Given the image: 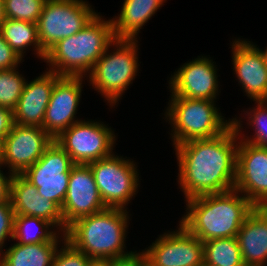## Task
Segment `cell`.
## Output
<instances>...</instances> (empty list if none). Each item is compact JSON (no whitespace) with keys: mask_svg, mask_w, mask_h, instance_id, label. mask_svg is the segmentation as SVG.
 <instances>
[{"mask_svg":"<svg viewBox=\"0 0 267 266\" xmlns=\"http://www.w3.org/2000/svg\"><path fill=\"white\" fill-rule=\"evenodd\" d=\"M260 50L264 56L265 64L267 66V47H266V49H264V51L262 49H260Z\"/></svg>","mask_w":267,"mask_h":266,"instance_id":"f35d334b","label":"cell"},{"mask_svg":"<svg viewBox=\"0 0 267 266\" xmlns=\"http://www.w3.org/2000/svg\"><path fill=\"white\" fill-rule=\"evenodd\" d=\"M62 244V246H59L60 250L57 249L55 253L52 266H88L91 262L88 256L76 249L66 239Z\"/></svg>","mask_w":267,"mask_h":266,"instance_id":"f1b7e54d","label":"cell"},{"mask_svg":"<svg viewBox=\"0 0 267 266\" xmlns=\"http://www.w3.org/2000/svg\"><path fill=\"white\" fill-rule=\"evenodd\" d=\"M58 245H62L61 242H15L0 254V266H52Z\"/></svg>","mask_w":267,"mask_h":266,"instance_id":"7402d4cb","label":"cell"},{"mask_svg":"<svg viewBox=\"0 0 267 266\" xmlns=\"http://www.w3.org/2000/svg\"><path fill=\"white\" fill-rule=\"evenodd\" d=\"M112 266H141L140 250L131 257L112 261Z\"/></svg>","mask_w":267,"mask_h":266,"instance_id":"836d02e7","label":"cell"},{"mask_svg":"<svg viewBox=\"0 0 267 266\" xmlns=\"http://www.w3.org/2000/svg\"><path fill=\"white\" fill-rule=\"evenodd\" d=\"M24 61L17 53L8 45L0 33V70H9L19 67Z\"/></svg>","mask_w":267,"mask_h":266,"instance_id":"4dcf8cb0","label":"cell"},{"mask_svg":"<svg viewBox=\"0 0 267 266\" xmlns=\"http://www.w3.org/2000/svg\"><path fill=\"white\" fill-rule=\"evenodd\" d=\"M141 266H153L152 264H150L145 256L141 253Z\"/></svg>","mask_w":267,"mask_h":266,"instance_id":"74e56055","label":"cell"},{"mask_svg":"<svg viewBox=\"0 0 267 266\" xmlns=\"http://www.w3.org/2000/svg\"><path fill=\"white\" fill-rule=\"evenodd\" d=\"M18 70V67L0 70V106L12 111L16 108L27 81Z\"/></svg>","mask_w":267,"mask_h":266,"instance_id":"4316f807","label":"cell"},{"mask_svg":"<svg viewBox=\"0 0 267 266\" xmlns=\"http://www.w3.org/2000/svg\"><path fill=\"white\" fill-rule=\"evenodd\" d=\"M2 167L0 166V203L10 200V181L13 176L10 173L4 174L1 170Z\"/></svg>","mask_w":267,"mask_h":266,"instance_id":"d6a6232c","label":"cell"},{"mask_svg":"<svg viewBox=\"0 0 267 266\" xmlns=\"http://www.w3.org/2000/svg\"><path fill=\"white\" fill-rule=\"evenodd\" d=\"M2 34L8 45L17 53L19 57L24 58L27 49L33 48L36 56L43 60L46 52L42 49L39 39L37 24L26 21L5 19L0 25Z\"/></svg>","mask_w":267,"mask_h":266,"instance_id":"603a6c76","label":"cell"},{"mask_svg":"<svg viewBox=\"0 0 267 266\" xmlns=\"http://www.w3.org/2000/svg\"><path fill=\"white\" fill-rule=\"evenodd\" d=\"M106 209L88 164L71 167L66 197L61 207L64 233L75 220Z\"/></svg>","mask_w":267,"mask_h":266,"instance_id":"9a60e30c","label":"cell"},{"mask_svg":"<svg viewBox=\"0 0 267 266\" xmlns=\"http://www.w3.org/2000/svg\"><path fill=\"white\" fill-rule=\"evenodd\" d=\"M255 106L252 109L249 108L248 110H243L244 119L247 118V126L249 125L251 128L254 129V135L251 136H245L244 133L242 134V125L243 121L239 117L232 118V124L235 127L239 139L252 143L254 145L265 147L267 148V100H260V101H254Z\"/></svg>","mask_w":267,"mask_h":266,"instance_id":"484cf974","label":"cell"},{"mask_svg":"<svg viewBox=\"0 0 267 266\" xmlns=\"http://www.w3.org/2000/svg\"><path fill=\"white\" fill-rule=\"evenodd\" d=\"M4 139L0 137V166H3Z\"/></svg>","mask_w":267,"mask_h":266,"instance_id":"d590c367","label":"cell"},{"mask_svg":"<svg viewBox=\"0 0 267 266\" xmlns=\"http://www.w3.org/2000/svg\"><path fill=\"white\" fill-rule=\"evenodd\" d=\"M137 43L138 39H115L87 76V81L112 106L110 108L117 105L137 76L140 66Z\"/></svg>","mask_w":267,"mask_h":266,"instance_id":"5b68a950","label":"cell"},{"mask_svg":"<svg viewBox=\"0 0 267 266\" xmlns=\"http://www.w3.org/2000/svg\"><path fill=\"white\" fill-rule=\"evenodd\" d=\"M115 40L113 22L98 13L76 34L58 41L47 52L44 62L60 76L87 77L94 64Z\"/></svg>","mask_w":267,"mask_h":266,"instance_id":"277c9868","label":"cell"},{"mask_svg":"<svg viewBox=\"0 0 267 266\" xmlns=\"http://www.w3.org/2000/svg\"><path fill=\"white\" fill-rule=\"evenodd\" d=\"M186 201L180 223L200 241L236 237L254 205L236 189Z\"/></svg>","mask_w":267,"mask_h":266,"instance_id":"7a4b0ae2","label":"cell"},{"mask_svg":"<svg viewBox=\"0 0 267 266\" xmlns=\"http://www.w3.org/2000/svg\"><path fill=\"white\" fill-rule=\"evenodd\" d=\"M10 200L15 215L41 218L64 233L61 208L54 201L40 196L37 188L22 175H13L11 178Z\"/></svg>","mask_w":267,"mask_h":266,"instance_id":"d6986e66","label":"cell"},{"mask_svg":"<svg viewBox=\"0 0 267 266\" xmlns=\"http://www.w3.org/2000/svg\"><path fill=\"white\" fill-rule=\"evenodd\" d=\"M65 239V233H61L46 220L34 216L15 215L12 240L17 241V243L63 242Z\"/></svg>","mask_w":267,"mask_h":266,"instance_id":"cb8c5ba5","label":"cell"},{"mask_svg":"<svg viewBox=\"0 0 267 266\" xmlns=\"http://www.w3.org/2000/svg\"><path fill=\"white\" fill-rule=\"evenodd\" d=\"M60 75L45 70L32 81H26L23 92L13 110L14 123L21 126H43L46 108L56 80Z\"/></svg>","mask_w":267,"mask_h":266,"instance_id":"ac0fdd59","label":"cell"},{"mask_svg":"<svg viewBox=\"0 0 267 266\" xmlns=\"http://www.w3.org/2000/svg\"><path fill=\"white\" fill-rule=\"evenodd\" d=\"M88 266H112L111 260H91Z\"/></svg>","mask_w":267,"mask_h":266,"instance_id":"e575fe53","label":"cell"},{"mask_svg":"<svg viewBox=\"0 0 267 266\" xmlns=\"http://www.w3.org/2000/svg\"><path fill=\"white\" fill-rule=\"evenodd\" d=\"M234 189L255 207H267V148L239 139Z\"/></svg>","mask_w":267,"mask_h":266,"instance_id":"7c38bea8","label":"cell"},{"mask_svg":"<svg viewBox=\"0 0 267 266\" xmlns=\"http://www.w3.org/2000/svg\"><path fill=\"white\" fill-rule=\"evenodd\" d=\"M46 0H3L5 19L37 24Z\"/></svg>","mask_w":267,"mask_h":266,"instance_id":"83f0119b","label":"cell"},{"mask_svg":"<svg viewBox=\"0 0 267 266\" xmlns=\"http://www.w3.org/2000/svg\"><path fill=\"white\" fill-rule=\"evenodd\" d=\"M73 165L67 152L53 140L41 158L21 175L37 188L40 196L54 201L61 208Z\"/></svg>","mask_w":267,"mask_h":266,"instance_id":"30bf717a","label":"cell"},{"mask_svg":"<svg viewBox=\"0 0 267 266\" xmlns=\"http://www.w3.org/2000/svg\"><path fill=\"white\" fill-rule=\"evenodd\" d=\"M53 140L42 127L14 123L4 138L3 167L11 175H21L41 158Z\"/></svg>","mask_w":267,"mask_h":266,"instance_id":"4fadbf2b","label":"cell"},{"mask_svg":"<svg viewBox=\"0 0 267 266\" xmlns=\"http://www.w3.org/2000/svg\"><path fill=\"white\" fill-rule=\"evenodd\" d=\"M97 14L85 0H46L37 22L42 49L47 52L58 41L76 34Z\"/></svg>","mask_w":267,"mask_h":266,"instance_id":"ba28073f","label":"cell"},{"mask_svg":"<svg viewBox=\"0 0 267 266\" xmlns=\"http://www.w3.org/2000/svg\"><path fill=\"white\" fill-rule=\"evenodd\" d=\"M167 0H124L120 14L113 17L115 39H137L140 29Z\"/></svg>","mask_w":267,"mask_h":266,"instance_id":"44dd1931","label":"cell"},{"mask_svg":"<svg viewBox=\"0 0 267 266\" xmlns=\"http://www.w3.org/2000/svg\"><path fill=\"white\" fill-rule=\"evenodd\" d=\"M83 77L60 76L53 87L42 128L56 139L74 123L81 100Z\"/></svg>","mask_w":267,"mask_h":266,"instance_id":"2e32d148","label":"cell"},{"mask_svg":"<svg viewBox=\"0 0 267 266\" xmlns=\"http://www.w3.org/2000/svg\"><path fill=\"white\" fill-rule=\"evenodd\" d=\"M88 165L106 208L127 210L140 185L137 163L113 153Z\"/></svg>","mask_w":267,"mask_h":266,"instance_id":"52a82bcc","label":"cell"},{"mask_svg":"<svg viewBox=\"0 0 267 266\" xmlns=\"http://www.w3.org/2000/svg\"><path fill=\"white\" fill-rule=\"evenodd\" d=\"M129 219L127 210L106 208L75 220L67 227L66 240L91 260L125 259L137 252L125 250Z\"/></svg>","mask_w":267,"mask_h":266,"instance_id":"3957f363","label":"cell"},{"mask_svg":"<svg viewBox=\"0 0 267 266\" xmlns=\"http://www.w3.org/2000/svg\"><path fill=\"white\" fill-rule=\"evenodd\" d=\"M208 56H198L181 65L169 78L170 96L215 101L219 95L216 62Z\"/></svg>","mask_w":267,"mask_h":266,"instance_id":"5bb4252c","label":"cell"},{"mask_svg":"<svg viewBox=\"0 0 267 266\" xmlns=\"http://www.w3.org/2000/svg\"><path fill=\"white\" fill-rule=\"evenodd\" d=\"M15 212L11 200L0 203V254L4 251L6 239H13Z\"/></svg>","mask_w":267,"mask_h":266,"instance_id":"f546056e","label":"cell"},{"mask_svg":"<svg viewBox=\"0 0 267 266\" xmlns=\"http://www.w3.org/2000/svg\"><path fill=\"white\" fill-rule=\"evenodd\" d=\"M54 140L67 152L74 164H89L114 153L116 136L108 124L81 120Z\"/></svg>","mask_w":267,"mask_h":266,"instance_id":"9c48e42d","label":"cell"},{"mask_svg":"<svg viewBox=\"0 0 267 266\" xmlns=\"http://www.w3.org/2000/svg\"><path fill=\"white\" fill-rule=\"evenodd\" d=\"M232 42L231 58L236 80L250 100H267V66L260 48L245 39Z\"/></svg>","mask_w":267,"mask_h":266,"instance_id":"e0dca14e","label":"cell"},{"mask_svg":"<svg viewBox=\"0 0 267 266\" xmlns=\"http://www.w3.org/2000/svg\"><path fill=\"white\" fill-rule=\"evenodd\" d=\"M5 17H4V5H3V0H0V25L4 22Z\"/></svg>","mask_w":267,"mask_h":266,"instance_id":"8d00e7d4","label":"cell"},{"mask_svg":"<svg viewBox=\"0 0 267 266\" xmlns=\"http://www.w3.org/2000/svg\"><path fill=\"white\" fill-rule=\"evenodd\" d=\"M177 228L158 235L141 253L153 266H202L203 242L180 222Z\"/></svg>","mask_w":267,"mask_h":266,"instance_id":"8fae6325","label":"cell"},{"mask_svg":"<svg viewBox=\"0 0 267 266\" xmlns=\"http://www.w3.org/2000/svg\"><path fill=\"white\" fill-rule=\"evenodd\" d=\"M14 124L13 111L0 106V137L5 138Z\"/></svg>","mask_w":267,"mask_h":266,"instance_id":"1f68e13d","label":"cell"},{"mask_svg":"<svg viewBox=\"0 0 267 266\" xmlns=\"http://www.w3.org/2000/svg\"><path fill=\"white\" fill-rule=\"evenodd\" d=\"M236 238L245 266H267V207H254Z\"/></svg>","mask_w":267,"mask_h":266,"instance_id":"ffe728a7","label":"cell"},{"mask_svg":"<svg viewBox=\"0 0 267 266\" xmlns=\"http://www.w3.org/2000/svg\"><path fill=\"white\" fill-rule=\"evenodd\" d=\"M238 143V133L231 124L218 136L173 146L179 167L177 182L185 200L234 189Z\"/></svg>","mask_w":267,"mask_h":266,"instance_id":"6da1fadb","label":"cell"},{"mask_svg":"<svg viewBox=\"0 0 267 266\" xmlns=\"http://www.w3.org/2000/svg\"><path fill=\"white\" fill-rule=\"evenodd\" d=\"M164 113L171 128L172 145L222 134L231 124L225 120L216 101L170 96Z\"/></svg>","mask_w":267,"mask_h":266,"instance_id":"8992f818","label":"cell"},{"mask_svg":"<svg viewBox=\"0 0 267 266\" xmlns=\"http://www.w3.org/2000/svg\"><path fill=\"white\" fill-rule=\"evenodd\" d=\"M203 264L210 266H245L236 237L203 242Z\"/></svg>","mask_w":267,"mask_h":266,"instance_id":"d4e9b609","label":"cell"}]
</instances>
